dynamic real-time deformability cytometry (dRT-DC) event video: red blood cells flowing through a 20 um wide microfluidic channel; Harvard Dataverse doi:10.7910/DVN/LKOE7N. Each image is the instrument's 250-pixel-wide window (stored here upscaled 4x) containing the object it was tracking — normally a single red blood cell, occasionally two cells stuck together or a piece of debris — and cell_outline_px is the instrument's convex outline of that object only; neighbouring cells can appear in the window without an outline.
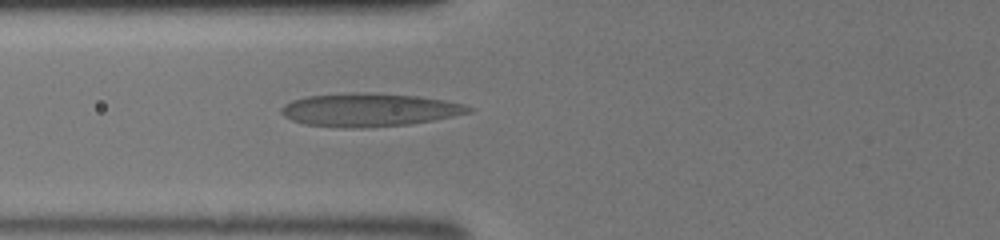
{"species": "human", "species_latin": "Homo sapiens", "temperature_condition": "room temperature", "stored_images_in_passage": 46, "camera_frame_rate_fps": 3000, "um_per_image_px": 0.085, "donor": {"sex": "male"}, "frame": {"image": 1, "passage_image": 21, "time_ms": 6.667, "image_size_px": [1000, 240], "cell_outline_px": [[476, 108], [472, 112], [412, 124], [360, 128], [340, 128], [304, 124], [292, 120], [284, 116], [280, 112], [280, 108], [284, 104], [292, 100], [308, 96], [364, 92], [416, 96], [444, 100], [464, 104]], "centroid_in_image_um": [31.39, 9.35], "position_along_channel_um": 94.4, "area_um2": 36.24}}
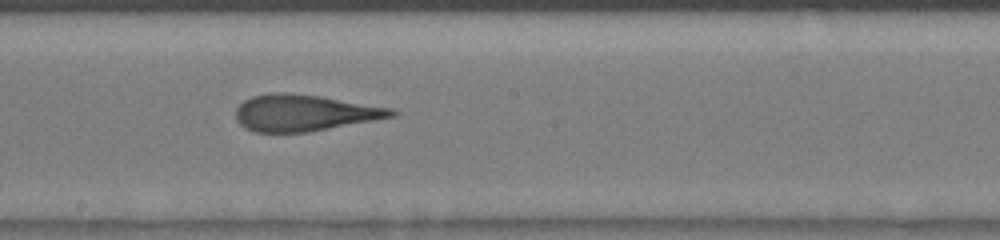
{"frame": {"image": 2, "passage_image": 29, "time_ms": 9.333, "image_size_px": [1000, 240], "cell_outline_px": [[400, 112], [396, 116], [308, 132], [256, 132], [244, 128], [236, 120], [236, 108], [244, 100], [252, 96], [272, 92], [284, 92], [320, 96], [392, 108]], "centroid_in_image_um": [25.86, 9.59], "position_along_channel_um": 222.3, "area_um2": 33.06}}
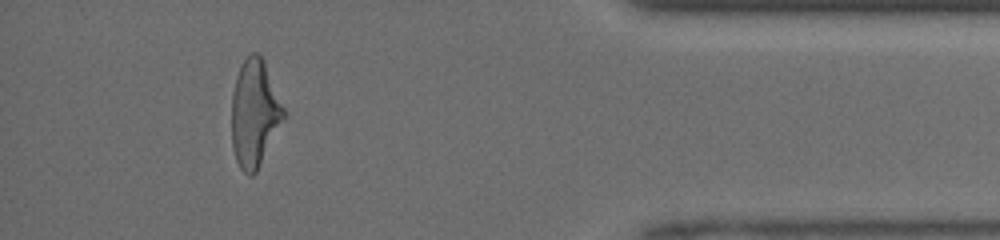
{"frame": {"image": 3, "passage_image": 43, "time_ms": 14.0, "image_size_px": [1000, 240], "cell_outline_px": [[288, 116], [256, 172], [252, 176], [248, 176], [240, 168], [236, 160], [232, 144], [232, 92], [236, 76], [240, 64], [252, 52], [260, 52], [264, 60], [288, 112]], "centroid_in_image_um": [21.69, 9.62], "position_along_channel_um": 413.5, "area_um2": 33.47}}